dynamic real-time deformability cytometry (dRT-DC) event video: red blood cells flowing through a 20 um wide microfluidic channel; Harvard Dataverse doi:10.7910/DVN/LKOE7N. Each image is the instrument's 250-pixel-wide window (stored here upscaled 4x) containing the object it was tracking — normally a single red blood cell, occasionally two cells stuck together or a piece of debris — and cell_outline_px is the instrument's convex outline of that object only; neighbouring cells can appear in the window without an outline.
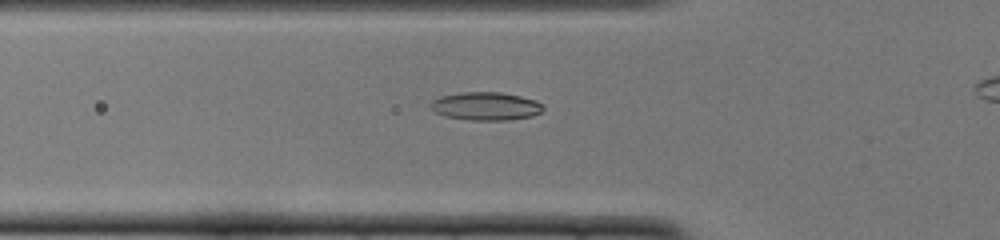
{"species": "common noctule bat (a hibernating species)", "species_latin": "Nyctalus noctula", "temperature_condition": "cold", "stored_images_in_passage": 43, "camera_frame_rate_fps": 3000, "um_per_image_px": 0.085, "animal": {"sex": "female", "body_mass_g": 22.0, "forearm_length_mm": 56.7}, "frame": {"image": 1, "passage_image": 18, "time_ms": 5.667, "image_size_px": [1000, 240], "cell_outline_px": [[544, 108], [540, 112], [532, 116], [508, 120], [472, 120], [444, 116], [428, 108], [428, 104], [432, 100], [440, 96], [460, 92], [500, 92], [520, 96], [536, 100]], "centroid_in_image_um": [41.23, 9.02], "position_along_channel_um": 84.6, "area_um2": 18.55}}
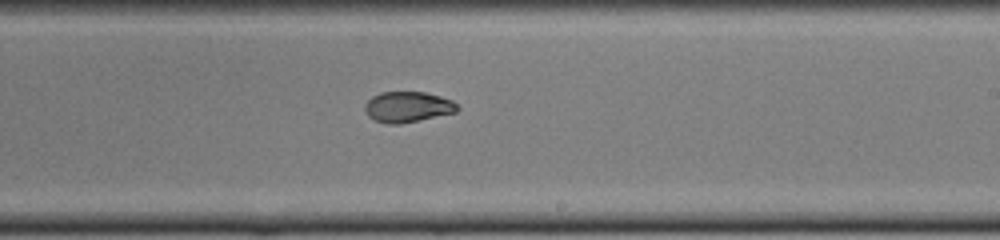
{"frame": {"image": 2, "passage_image": 31, "time_ms": 10.0, "image_size_px": [1000, 240], "cell_outline_px": [[460, 108], [456, 112], [400, 124], [388, 124], [376, 120], [368, 116], [364, 108], [364, 104], [372, 96], [380, 92], [424, 92], [440, 96], [452, 100]], "centroid_in_image_um": [34.64, 9.08], "position_along_channel_um": 254.4, "area_um2": 16.47}}
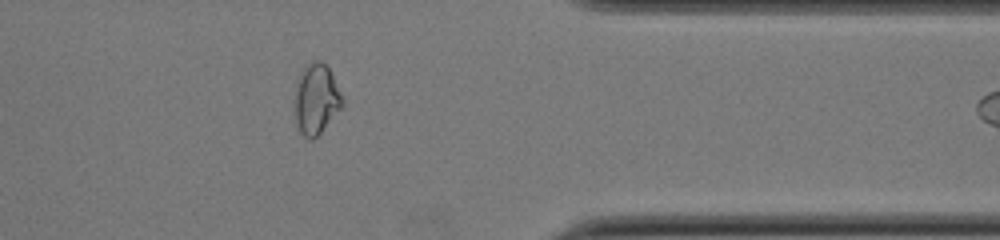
{"frame": {"image": 3, "passage_image": 42, "time_ms": 13.667, "image_size_px": [1000, 240], "cell_outline_px": [[344, 108], [312, 140], [304, 136], [300, 132], [296, 124], [292, 100], [296, 80], [300, 72], [312, 60], [320, 60], [328, 68], [344, 100]], "centroid_in_image_um": [26.84, 8.43], "position_along_channel_um": 384.6, "area_um2": 20.06}}